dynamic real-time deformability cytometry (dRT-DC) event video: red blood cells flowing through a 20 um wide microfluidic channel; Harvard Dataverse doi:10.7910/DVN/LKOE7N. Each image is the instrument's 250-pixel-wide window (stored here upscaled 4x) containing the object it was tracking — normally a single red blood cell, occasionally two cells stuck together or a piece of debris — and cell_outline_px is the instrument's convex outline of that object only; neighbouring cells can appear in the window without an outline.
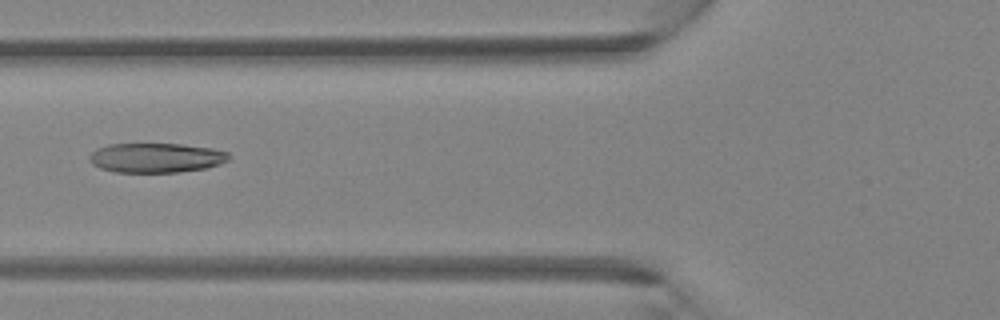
{"species": "Egyptian fruit bat (a non-hibernating species)", "species_latin": "Rousettus aegyptiacus", "temperature_condition": "room temperature", "stored_images_in_passage": 5, "camera_frame_rate_fps": 3000, "um_per_image_px": 0.085, "animal": {"sex": "female"}, "frame": {"image": 1, "passage_image": 5, "time_ms": 1.333, "image_size_px": [1000, 320], "cell_outline_px": [[232, 156], [228, 160], [220, 164], [208, 168], [180, 172], [116, 172], [100, 168], [92, 164], [88, 160], [88, 156], [96, 148], [108, 144], [180, 144], [212, 148], [228, 152]], "centroid_in_image_um": [13.27, 13.41], "position_along_channel_um": 112.5, "area_um2": 24.28}}